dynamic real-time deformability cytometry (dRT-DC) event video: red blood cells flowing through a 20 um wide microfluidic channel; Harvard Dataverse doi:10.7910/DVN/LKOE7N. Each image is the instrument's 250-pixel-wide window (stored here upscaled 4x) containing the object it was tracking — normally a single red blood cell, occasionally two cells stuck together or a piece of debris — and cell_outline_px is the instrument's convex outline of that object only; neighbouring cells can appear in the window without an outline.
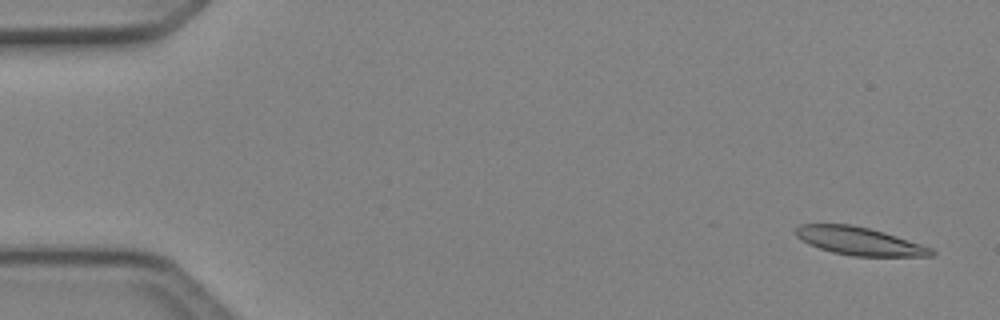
{"species": "Egyptian fruit bat (a non-hibernating species)", "species_latin": "Rousettus aegyptiacus", "temperature_condition": "cold", "stored_images_in_passage": 5, "camera_frame_rate_fps": 3000, "um_per_image_px": 0.085, "animal": {"sex": "female"}, "frame": {"image": 1, "passage_image": 1, "time_ms": 0.0, "image_size_px": [1000, 320], "cell_outline_px": [[936, 252], [932, 256], [852, 256], [832, 252], [808, 244], [800, 240], [796, 236], [796, 228], [800, 224], [852, 224], [884, 232], [932, 248]], "centroid_in_image_um": [73.02, 20.49], "position_along_channel_um": 12.0, "area_um2": 22.02}}
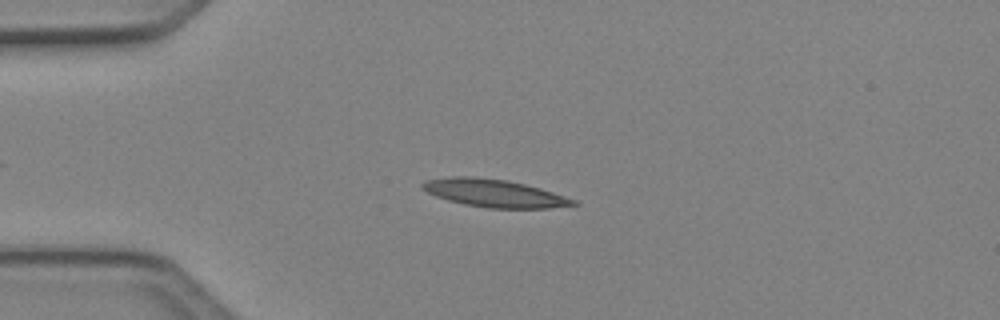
{"frame": {"image": 2, "passage_image": 4, "time_ms": 1.0, "image_size_px": [1000, 320], "cell_outline_px": [[580, 204], [548, 208], [488, 208], [464, 204], [448, 200], [436, 196], [420, 188], [420, 184], [428, 180], [452, 176], [472, 176], [508, 180], [540, 188], [576, 200]], "centroid_in_image_um": [41.99, 16.42], "position_along_channel_um": 43.0, "area_um2": 24.28}}